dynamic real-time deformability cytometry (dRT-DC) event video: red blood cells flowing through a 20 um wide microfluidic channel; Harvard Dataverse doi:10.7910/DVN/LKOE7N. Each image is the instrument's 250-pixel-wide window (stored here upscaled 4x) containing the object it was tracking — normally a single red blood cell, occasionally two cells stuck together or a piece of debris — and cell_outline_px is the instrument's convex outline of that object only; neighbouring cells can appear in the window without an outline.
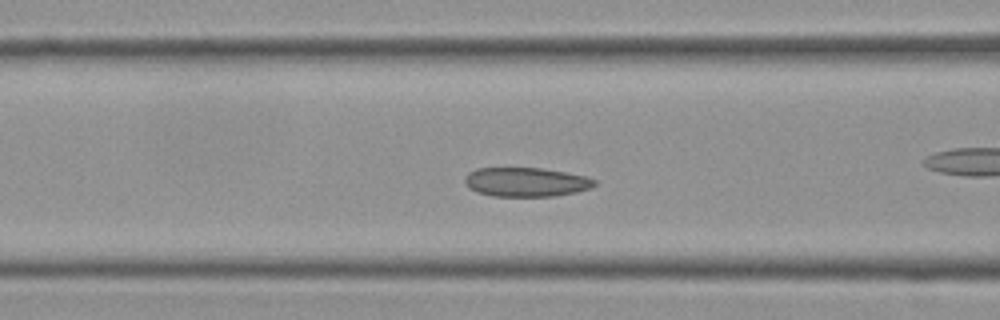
{"species": "Egyptian fruit bat (a non-hibernating species)", "species_latin": "Rousettus aegyptiacus", "temperature_condition": "cold", "stored_images_in_passage": 42, "camera_frame_rate_fps": 3000, "um_per_image_px": 0.085, "frame": {"image": 1, "passage_image": 7, "time_ms": 2.0, "image_size_px": [1000, 320], "cell_outline_px": [[596, 184], [588, 188], [576, 192], [552, 196], [492, 196], [476, 192], [468, 188], [464, 184], [464, 176], [468, 172], [476, 168], [540, 168], [564, 172], [584, 176], [596, 180]], "centroid_in_image_um": [44.63, 15.47], "position_along_channel_um": 122.0, "area_um2": 22.02}}
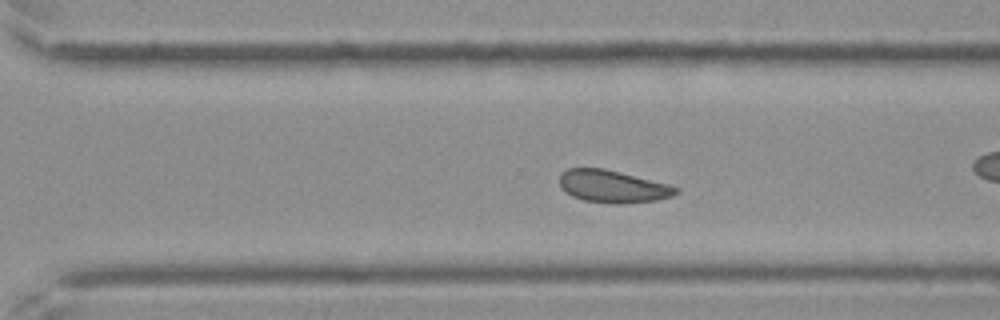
{"frame": {"image": 2, "passage_image": 24, "time_ms": 7.667, "image_size_px": [1000, 320], "cell_outline_px": [[680, 192], [672, 196], [656, 200], [620, 204], [612, 204], [584, 200], [572, 196], [560, 184], [560, 172], [568, 168], [604, 168], [668, 184], [680, 188]], "centroid_in_image_um": [52.11, 15.84], "position_along_channel_um": 318.5, "area_um2": 21.91}, "authors_computed_cell_mechanics": {"area_um2": 21.9929, "velocity_mm_per_s": 3.4772, "shape_relaxation_time_tau1_ms": 10.972, "shape_relaxation_time_tau2_ms": 8.2418, "deformation_change_tau1": 0.1262, "deformation_change_tau2": 0.1288}}